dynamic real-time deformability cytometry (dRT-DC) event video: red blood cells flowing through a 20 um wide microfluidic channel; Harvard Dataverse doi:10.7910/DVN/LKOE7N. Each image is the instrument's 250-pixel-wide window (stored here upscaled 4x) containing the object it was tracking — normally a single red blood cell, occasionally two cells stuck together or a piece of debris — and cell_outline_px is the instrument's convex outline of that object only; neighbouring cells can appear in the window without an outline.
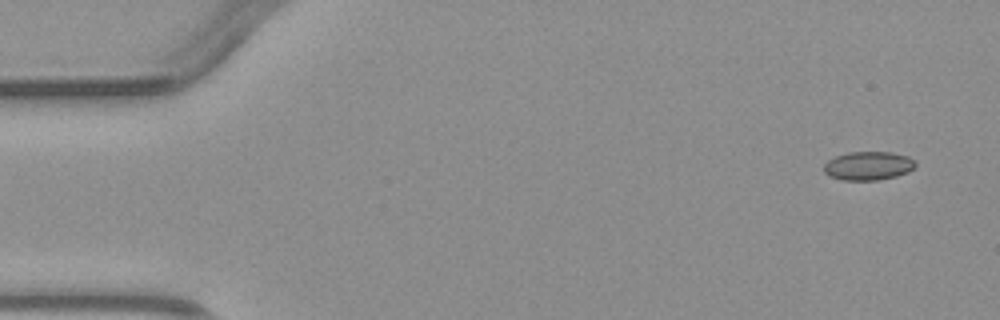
{"species": "common noctule bat (a hibernating species)", "species_latin": "Nyctalus noctula", "temperature_condition": "warm", "stored_images_in_passage": 3, "camera_frame_rate_fps": 3000, "um_per_image_px": 0.085, "animal": {"sex": "male", "body_mass_g": 23.1, "forearm_length_mm": 52.7}, "frame": {"image": 1, "passage_image": 1, "time_ms": 0.0, "image_size_px": [1000, 320], "cell_outline_px": [[916, 164], [908, 172], [896, 176], [876, 180], [844, 180], [828, 176], [824, 172], [824, 164], [828, 160], [836, 156], [848, 152], [892, 152], [908, 156], [916, 160]], "centroid_in_image_um": [73.8, 14.09], "position_along_channel_um": 11.2, "area_um2": 15.32}}